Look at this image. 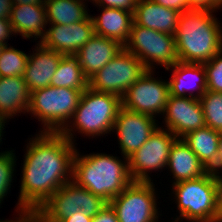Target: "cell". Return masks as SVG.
Masks as SVG:
<instances>
[{
  "instance_id": "6da1fadb",
  "label": "cell",
  "mask_w": 222,
  "mask_h": 222,
  "mask_svg": "<svg viewBox=\"0 0 222 222\" xmlns=\"http://www.w3.org/2000/svg\"><path fill=\"white\" fill-rule=\"evenodd\" d=\"M28 138L16 210L40 208L62 185L72 180L77 145L61 133L38 132Z\"/></svg>"
},
{
  "instance_id": "7a4b0ae2",
  "label": "cell",
  "mask_w": 222,
  "mask_h": 222,
  "mask_svg": "<svg viewBox=\"0 0 222 222\" xmlns=\"http://www.w3.org/2000/svg\"><path fill=\"white\" fill-rule=\"evenodd\" d=\"M214 12L218 11L190 9L180 13L175 33L179 62L204 64L222 49V24Z\"/></svg>"
},
{
  "instance_id": "3957f363",
  "label": "cell",
  "mask_w": 222,
  "mask_h": 222,
  "mask_svg": "<svg viewBox=\"0 0 222 222\" xmlns=\"http://www.w3.org/2000/svg\"><path fill=\"white\" fill-rule=\"evenodd\" d=\"M78 150L73 158L72 180L108 203L133 182L127 157L121 160L105 152L81 155Z\"/></svg>"
},
{
  "instance_id": "277c9868",
  "label": "cell",
  "mask_w": 222,
  "mask_h": 222,
  "mask_svg": "<svg viewBox=\"0 0 222 222\" xmlns=\"http://www.w3.org/2000/svg\"><path fill=\"white\" fill-rule=\"evenodd\" d=\"M121 107L120 97L96 92L88 87L83 91L70 122L60 133L74 145L77 144L75 133L88 138H98L103 135L106 137L108 133L111 135Z\"/></svg>"
},
{
  "instance_id": "5b68a950",
  "label": "cell",
  "mask_w": 222,
  "mask_h": 222,
  "mask_svg": "<svg viewBox=\"0 0 222 222\" xmlns=\"http://www.w3.org/2000/svg\"><path fill=\"white\" fill-rule=\"evenodd\" d=\"M84 90L49 85L31 92L27 114L41 121L38 132L60 133L73 117Z\"/></svg>"
},
{
  "instance_id": "8992f818",
  "label": "cell",
  "mask_w": 222,
  "mask_h": 222,
  "mask_svg": "<svg viewBox=\"0 0 222 222\" xmlns=\"http://www.w3.org/2000/svg\"><path fill=\"white\" fill-rule=\"evenodd\" d=\"M217 175L208 171L201 177L171 184L180 222H216Z\"/></svg>"
},
{
  "instance_id": "52a82bcc",
  "label": "cell",
  "mask_w": 222,
  "mask_h": 222,
  "mask_svg": "<svg viewBox=\"0 0 222 222\" xmlns=\"http://www.w3.org/2000/svg\"><path fill=\"white\" fill-rule=\"evenodd\" d=\"M108 202L70 180L53 193L39 208L42 222H60L81 210L94 217Z\"/></svg>"
},
{
  "instance_id": "ba28073f",
  "label": "cell",
  "mask_w": 222,
  "mask_h": 222,
  "mask_svg": "<svg viewBox=\"0 0 222 222\" xmlns=\"http://www.w3.org/2000/svg\"><path fill=\"white\" fill-rule=\"evenodd\" d=\"M124 48L137 57L148 70H156L158 65L166 69L178 62L175 35L141 27L134 22Z\"/></svg>"
},
{
  "instance_id": "9c48e42d",
  "label": "cell",
  "mask_w": 222,
  "mask_h": 222,
  "mask_svg": "<svg viewBox=\"0 0 222 222\" xmlns=\"http://www.w3.org/2000/svg\"><path fill=\"white\" fill-rule=\"evenodd\" d=\"M147 70L137 57L123 47L109 63L89 78L88 87L122 98Z\"/></svg>"
},
{
  "instance_id": "30bf717a",
  "label": "cell",
  "mask_w": 222,
  "mask_h": 222,
  "mask_svg": "<svg viewBox=\"0 0 222 222\" xmlns=\"http://www.w3.org/2000/svg\"><path fill=\"white\" fill-rule=\"evenodd\" d=\"M156 191L153 181H133L109 204L119 222H157L162 214L157 204L160 197Z\"/></svg>"
},
{
  "instance_id": "8fae6325",
  "label": "cell",
  "mask_w": 222,
  "mask_h": 222,
  "mask_svg": "<svg viewBox=\"0 0 222 222\" xmlns=\"http://www.w3.org/2000/svg\"><path fill=\"white\" fill-rule=\"evenodd\" d=\"M159 126L149 139L130 157L128 166L133 181L150 182L152 171L165 170L170 149L177 139L169 130ZM151 172V173H150Z\"/></svg>"
},
{
  "instance_id": "7c38bea8",
  "label": "cell",
  "mask_w": 222,
  "mask_h": 222,
  "mask_svg": "<svg viewBox=\"0 0 222 222\" xmlns=\"http://www.w3.org/2000/svg\"><path fill=\"white\" fill-rule=\"evenodd\" d=\"M155 70H147L122 96V107L132 112L157 118L163 115L168 97V81L155 77Z\"/></svg>"
},
{
  "instance_id": "4fadbf2b",
  "label": "cell",
  "mask_w": 222,
  "mask_h": 222,
  "mask_svg": "<svg viewBox=\"0 0 222 222\" xmlns=\"http://www.w3.org/2000/svg\"><path fill=\"white\" fill-rule=\"evenodd\" d=\"M158 123L155 117L121 107L112 129L121 155L128 158L135 153L160 126Z\"/></svg>"
},
{
  "instance_id": "5bb4252c",
  "label": "cell",
  "mask_w": 222,
  "mask_h": 222,
  "mask_svg": "<svg viewBox=\"0 0 222 222\" xmlns=\"http://www.w3.org/2000/svg\"><path fill=\"white\" fill-rule=\"evenodd\" d=\"M94 35L93 21L89 15L85 20L70 25L49 24L39 43L64 56H74Z\"/></svg>"
},
{
  "instance_id": "9a60e30c",
  "label": "cell",
  "mask_w": 222,
  "mask_h": 222,
  "mask_svg": "<svg viewBox=\"0 0 222 222\" xmlns=\"http://www.w3.org/2000/svg\"><path fill=\"white\" fill-rule=\"evenodd\" d=\"M165 129L177 138L206 126L203 109L199 99L169 95L163 112Z\"/></svg>"
},
{
  "instance_id": "2e32d148",
  "label": "cell",
  "mask_w": 222,
  "mask_h": 222,
  "mask_svg": "<svg viewBox=\"0 0 222 222\" xmlns=\"http://www.w3.org/2000/svg\"><path fill=\"white\" fill-rule=\"evenodd\" d=\"M165 70L172 72L168 80L169 95L200 99L206 92L207 81L203 64L178 61Z\"/></svg>"
},
{
  "instance_id": "e0dca14e",
  "label": "cell",
  "mask_w": 222,
  "mask_h": 222,
  "mask_svg": "<svg viewBox=\"0 0 222 222\" xmlns=\"http://www.w3.org/2000/svg\"><path fill=\"white\" fill-rule=\"evenodd\" d=\"M36 45L33 53L29 54L23 75L30 93L50 85L57 66L64 56L62 53L43 47L40 43Z\"/></svg>"
},
{
  "instance_id": "ac0fdd59",
  "label": "cell",
  "mask_w": 222,
  "mask_h": 222,
  "mask_svg": "<svg viewBox=\"0 0 222 222\" xmlns=\"http://www.w3.org/2000/svg\"><path fill=\"white\" fill-rule=\"evenodd\" d=\"M123 47L114 39L95 34L74 56L89 79L109 63Z\"/></svg>"
},
{
  "instance_id": "d6986e66",
  "label": "cell",
  "mask_w": 222,
  "mask_h": 222,
  "mask_svg": "<svg viewBox=\"0 0 222 222\" xmlns=\"http://www.w3.org/2000/svg\"><path fill=\"white\" fill-rule=\"evenodd\" d=\"M15 35L23 39L39 40L48 26L45 4L13 5L9 17Z\"/></svg>"
},
{
  "instance_id": "ffe728a7",
  "label": "cell",
  "mask_w": 222,
  "mask_h": 222,
  "mask_svg": "<svg viewBox=\"0 0 222 222\" xmlns=\"http://www.w3.org/2000/svg\"><path fill=\"white\" fill-rule=\"evenodd\" d=\"M166 169L171 173L168 175H173L172 184L198 178L208 172L182 138H177L172 144Z\"/></svg>"
},
{
  "instance_id": "44dd1931",
  "label": "cell",
  "mask_w": 222,
  "mask_h": 222,
  "mask_svg": "<svg viewBox=\"0 0 222 222\" xmlns=\"http://www.w3.org/2000/svg\"><path fill=\"white\" fill-rule=\"evenodd\" d=\"M180 13L152 0H138L133 13L134 23L141 27L175 35Z\"/></svg>"
},
{
  "instance_id": "7402d4cb",
  "label": "cell",
  "mask_w": 222,
  "mask_h": 222,
  "mask_svg": "<svg viewBox=\"0 0 222 222\" xmlns=\"http://www.w3.org/2000/svg\"><path fill=\"white\" fill-rule=\"evenodd\" d=\"M97 8L99 10L102 8L100 15L93 16L91 14L95 34L114 39L124 46L128 42L134 22L133 13L116 8Z\"/></svg>"
},
{
  "instance_id": "603a6c76",
  "label": "cell",
  "mask_w": 222,
  "mask_h": 222,
  "mask_svg": "<svg viewBox=\"0 0 222 222\" xmlns=\"http://www.w3.org/2000/svg\"><path fill=\"white\" fill-rule=\"evenodd\" d=\"M30 92L23 77H0V117L8 121L19 113L26 114Z\"/></svg>"
},
{
  "instance_id": "cb8c5ba5",
  "label": "cell",
  "mask_w": 222,
  "mask_h": 222,
  "mask_svg": "<svg viewBox=\"0 0 222 222\" xmlns=\"http://www.w3.org/2000/svg\"><path fill=\"white\" fill-rule=\"evenodd\" d=\"M220 135L221 132L205 126L189 132L182 139L209 171L216 164Z\"/></svg>"
},
{
  "instance_id": "d4e9b609",
  "label": "cell",
  "mask_w": 222,
  "mask_h": 222,
  "mask_svg": "<svg viewBox=\"0 0 222 222\" xmlns=\"http://www.w3.org/2000/svg\"><path fill=\"white\" fill-rule=\"evenodd\" d=\"M88 0H45L48 24L70 25L85 20L91 13Z\"/></svg>"
},
{
  "instance_id": "484cf974",
  "label": "cell",
  "mask_w": 222,
  "mask_h": 222,
  "mask_svg": "<svg viewBox=\"0 0 222 222\" xmlns=\"http://www.w3.org/2000/svg\"><path fill=\"white\" fill-rule=\"evenodd\" d=\"M89 79L84 75L78 59L75 56H63L50 86L70 89H87Z\"/></svg>"
},
{
  "instance_id": "4316f807",
  "label": "cell",
  "mask_w": 222,
  "mask_h": 222,
  "mask_svg": "<svg viewBox=\"0 0 222 222\" xmlns=\"http://www.w3.org/2000/svg\"><path fill=\"white\" fill-rule=\"evenodd\" d=\"M29 53L5 45L0 54V77H23Z\"/></svg>"
},
{
  "instance_id": "83f0119b",
  "label": "cell",
  "mask_w": 222,
  "mask_h": 222,
  "mask_svg": "<svg viewBox=\"0 0 222 222\" xmlns=\"http://www.w3.org/2000/svg\"><path fill=\"white\" fill-rule=\"evenodd\" d=\"M199 100L206 126L222 133V93L206 90Z\"/></svg>"
},
{
  "instance_id": "f1b7e54d",
  "label": "cell",
  "mask_w": 222,
  "mask_h": 222,
  "mask_svg": "<svg viewBox=\"0 0 222 222\" xmlns=\"http://www.w3.org/2000/svg\"><path fill=\"white\" fill-rule=\"evenodd\" d=\"M14 152V149L5 150V152L0 154V206L4 202L7 194L10 193L11 186L14 182L13 177L15 176V168L17 165V156Z\"/></svg>"
},
{
  "instance_id": "f546056e",
  "label": "cell",
  "mask_w": 222,
  "mask_h": 222,
  "mask_svg": "<svg viewBox=\"0 0 222 222\" xmlns=\"http://www.w3.org/2000/svg\"><path fill=\"white\" fill-rule=\"evenodd\" d=\"M203 66L206 72V90L222 93V49Z\"/></svg>"
},
{
  "instance_id": "4dcf8cb0",
  "label": "cell",
  "mask_w": 222,
  "mask_h": 222,
  "mask_svg": "<svg viewBox=\"0 0 222 222\" xmlns=\"http://www.w3.org/2000/svg\"><path fill=\"white\" fill-rule=\"evenodd\" d=\"M96 7H108L127 10L134 13L138 0H88Z\"/></svg>"
},
{
  "instance_id": "1f68e13d",
  "label": "cell",
  "mask_w": 222,
  "mask_h": 222,
  "mask_svg": "<svg viewBox=\"0 0 222 222\" xmlns=\"http://www.w3.org/2000/svg\"><path fill=\"white\" fill-rule=\"evenodd\" d=\"M17 212L13 220L0 219V222H42V217L38 208H25L15 209ZM19 216V217H18Z\"/></svg>"
},
{
  "instance_id": "d6a6232c",
  "label": "cell",
  "mask_w": 222,
  "mask_h": 222,
  "mask_svg": "<svg viewBox=\"0 0 222 222\" xmlns=\"http://www.w3.org/2000/svg\"><path fill=\"white\" fill-rule=\"evenodd\" d=\"M153 2L160 4L166 8H171L179 13L190 10L189 0H152Z\"/></svg>"
},
{
  "instance_id": "836d02e7",
  "label": "cell",
  "mask_w": 222,
  "mask_h": 222,
  "mask_svg": "<svg viewBox=\"0 0 222 222\" xmlns=\"http://www.w3.org/2000/svg\"><path fill=\"white\" fill-rule=\"evenodd\" d=\"M92 222H119L116 216V212L112 206L108 203L105 207L98 212L93 218Z\"/></svg>"
},
{
  "instance_id": "e575fe53",
  "label": "cell",
  "mask_w": 222,
  "mask_h": 222,
  "mask_svg": "<svg viewBox=\"0 0 222 222\" xmlns=\"http://www.w3.org/2000/svg\"><path fill=\"white\" fill-rule=\"evenodd\" d=\"M15 36L9 18H0V43L9 45L10 37Z\"/></svg>"
},
{
  "instance_id": "d590c367",
  "label": "cell",
  "mask_w": 222,
  "mask_h": 222,
  "mask_svg": "<svg viewBox=\"0 0 222 222\" xmlns=\"http://www.w3.org/2000/svg\"><path fill=\"white\" fill-rule=\"evenodd\" d=\"M216 197V222H222V174L217 175Z\"/></svg>"
},
{
  "instance_id": "8d00e7d4",
  "label": "cell",
  "mask_w": 222,
  "mask_h": 222,
  "mask_svg": "<svg viewBox=\"0 0 222 222\" xmlns=\"http://www.w3.org/2000/svg\"><path fill=\"white\" fill-rule=\"evenodd\" d=\"M209 171L215 175L222 174V133L219 138V146H218L216 164Z\"/></svg>"
},
{
  "instance_id": "74e56055",
  "label": "cell",
  "mask_w": 222,
  "mask_h": 222,
  "mask_svg": "<svg viewBox=\"0 0 222 222\" xmlns=\"http://www.w3.org/2000/svg\"><path fill=\"white\" fill-rule=\"evenodd\" d=\"M189 3L190 9L217 11V9L209 2V0H189Z\"/></svg>"
},
{
  "instance_id": "f35d334b",
  "label": "cell",
  "mask_w": 222,
  "mask_h": 222,
  "mask_svg": "<svg viewBox=\"0 0 222 222\" xmlns=\"http://www.w3.org/2000/svg\"><path fill=\"white\" fill-rule=\"evenodd\" d=\"M60 222H92V217L86 216L81 210H79L70 217L63 218Z\"/></svg>"
},
{
  "instance_id": "ab89813d",
  "label": "cell",
  "mask_w": 222,
  "mask_h": 222,
  "mask_svg": "<svg viewBox=\"0 0 222 222\" xmlns=\"http://www.w3.org/2000/svg\"><path fill=\"white\" fill-rule=\"evenodd\" d=\"M13 5L12 0H0V18H9Z\"/></svg>"
},
{
  "instance_id": "60d3db41",
  "label": "cell",
  "mask_w": 222,
  "mask_h": 222,
  "mask_svg": "<svg viewBox=\"0 0 222 222\" xmlns=\"http://www.w3.org/2000/svg\"><path fill=\"white\" fill-rule=\"evenodd\" d=\"M14 5L45 4V0H12Z\"/></svg>"
},
{
  "instance_id": "b9f144b4",
  "label": "cell",
  "mask_w": 222,
  "mask_h": 222,
  "mask_svg": "<svg viewBox=\"0 0 222 222\" xmlns=\"http://www.w3.org/2000/svg\"><path fill=\"white\" fill-rule=\"evenodd\" d=\"M7 122H9V121H7L6 118L0 117V145H2V143H3V142H2V141H3V140H2V139H3L2 137H4L3 134L6 132V131H3V130H5V128H6L5 125L8 124ZM4 127H5V128H4ZM0 149H1V148H0ZM3 152H5V151H1L0 154L3 153Z\"/></svg>"
},
{
  "instance_id": "7bdbcfd3",
  "label": "cell",
  "mask_w": 222,
  "mask_h": 222,
  "mask_svg": "<svg viewBox=\"0 0 222 222\" xmlns=\"http://www.w3.org/2000/svg\"><path fill=\"white\" fill-rule=\"evenodd\" d=\"M209 2L217 9L221 10L222 8V0H209Z\"/></svg>"
},
{
  "instance_id": "ee69618b",
  "label": "cell",
  "mask_w": 222,
  "mask_h": 222,
  "mask_svg": "<svg viewBox=\"0 0 222 222\" xmlns=\"http://www.w3.org/2000/svg\"><path fill=\"white\" fill-rule=\"evenodd\" d=\"M4 46H5V45H3L2 43H0V54H1V52H2V50H3V48H4Z\"/></svg>"
},
{
  "instance_id": "f6af8a7d",
  "label": "cell",
  "mask_w": 222,
  "mask_h": 222,
  "mask_svg": "<svg viewBox=\"0 0 222 222\" xmlns=\"http://www.w3.org/2000/svg\"><path fill=\"white\" fill-rule=\"evenodd\" d=\"M159 221H161V220H158L157 222H159ZM171 222H180L179 220H177V219H172V221Z\"/></svg>"
}]
</instances>
